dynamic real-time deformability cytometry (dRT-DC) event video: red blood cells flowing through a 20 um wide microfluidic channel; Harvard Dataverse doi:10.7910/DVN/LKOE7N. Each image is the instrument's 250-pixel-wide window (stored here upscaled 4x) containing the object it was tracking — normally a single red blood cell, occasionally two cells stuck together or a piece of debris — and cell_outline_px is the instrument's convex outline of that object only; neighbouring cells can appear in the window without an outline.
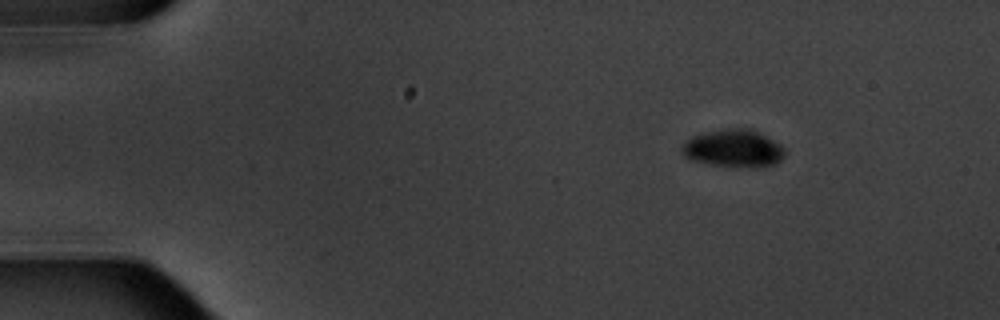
{"species": "common noctule bat (a hibernating species)", "species_latin": "Nyctalus noctula", "temperature_condition": "warm", "stored_images_in_passage": 3, "camera_frame_rate_fps": 3000, "um_per_image_px": 0.085, "animal": {"sex": "male", "body_mass_g": 20.1, "forearm_length_mm": 53.5}, "frame": {"image": 1, "passage_image": 1, "time_ms": 0.0, "image_size_px": [1000, 320], "cell_outline_px": [[784, 156], [776, 164], [764, 168], [748, 168], [712, 164], [692, 160], [684, 156], [680, 148], [692, 136], [704, 132], [732, 128], [748, 128], [780, 144], [784, 148]], "centroid_in_image_um": [62.36, 12.64], "position_along_channel_um": 22.6, "area_um2": 22.48}}
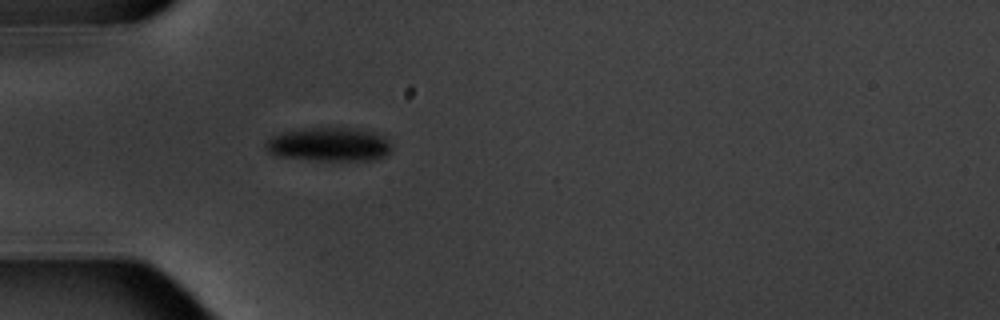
{"frame": {"image": 2, "passage_image": 3, "time_ms": 3.333, "image_size_px": [1000, 320], "cell_outline_px": [[392, 148], [384, 156], [372, 160], [308, 160], [276, 156], [268, 152], [264, 148], [264, 144], [272, 136], [284, 132], [304, 128], [344, 128], [372, 132], [388, 140], [392, 144]], "centroid_in_image_um": [27.92, 12.29], "position_along_channel_um": 57.1, "area_um2": 24.62}}